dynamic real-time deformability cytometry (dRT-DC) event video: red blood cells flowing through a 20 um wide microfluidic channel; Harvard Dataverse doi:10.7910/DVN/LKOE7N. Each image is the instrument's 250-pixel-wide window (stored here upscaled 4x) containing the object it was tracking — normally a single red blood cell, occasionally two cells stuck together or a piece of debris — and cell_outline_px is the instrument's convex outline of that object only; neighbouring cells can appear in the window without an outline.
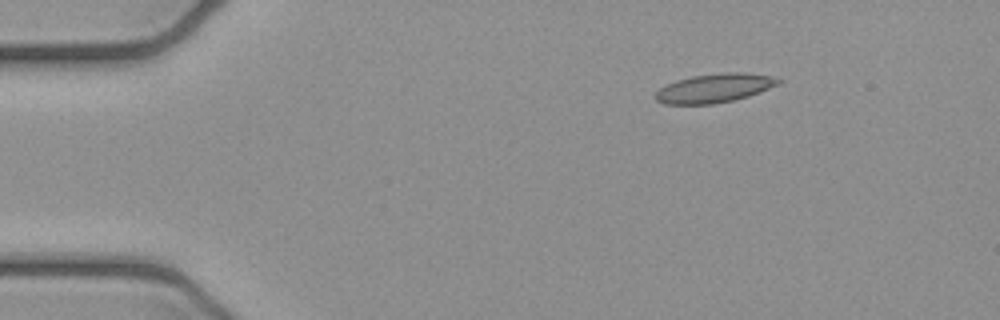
{"species": "common noctule bat (a hibernating species)", "species_latin": "Nyctalus noctula", "temperature_condition": "cold", "stored_images_in_passage": 5, "camera_frame_rate_fps": 3000, "um_per_image_px": 0.085, "animal": {"sex": "female", "body_mass_g": 21.9}, "frame": {"image": 1, "passage_image": 3, "time_ms": 0.667, "image_size_px": [1000, 320], "cell_outline_px": [[784, 80], [780, 84], [748, 96], [732, 100], [712, 104], [664, 104], [656, 100], [656, 92], [660, 88], [676, 80], [692, 76], [724, 72], [744, 72], [768, 76]], "centroid_in_image_um": [60.73, 7.48], "position_along_channel_um": 24.3, "area_um2": 20.52}}